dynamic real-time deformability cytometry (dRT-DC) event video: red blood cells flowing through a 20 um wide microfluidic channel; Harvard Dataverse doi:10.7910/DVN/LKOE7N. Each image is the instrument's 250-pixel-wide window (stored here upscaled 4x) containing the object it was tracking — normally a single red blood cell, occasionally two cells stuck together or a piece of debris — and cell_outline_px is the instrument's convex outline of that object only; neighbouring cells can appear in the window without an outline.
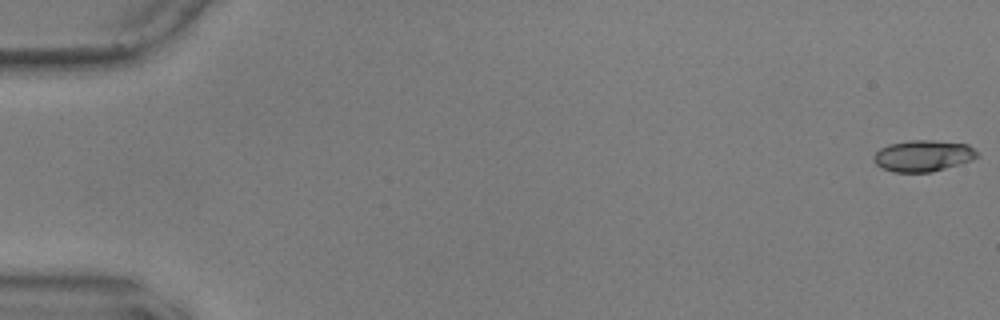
{"species": "common noctule bat (a hibernating species)", "species_latin": "Nyctalus noctula", "temperature_condition": "warm", "stored_images_in_passage": 57, "camera_frame_rate_fps": 3000, "um_per_image_px": 0.085, "animal": {"sex": "male", "body_mass_g": 17.9, "forearm_length_mm": 54.2}, "frame": {"image": 1, "passage_image": 1, "time_ms": 0.0, "image_size_px": [1000, 320], "cell_outline_px": [[980, 156], [972, 160], [932, 172], [892, 172], [876, 164], [872, 160], [872, 156], [880, 148], [888, 144], [908, 140], [932, 140], [968, 144]], "centroid_in_image_um": [78.44, 13.24], "position_along_channel_um": 6.6, "area_um2": 18.96}}
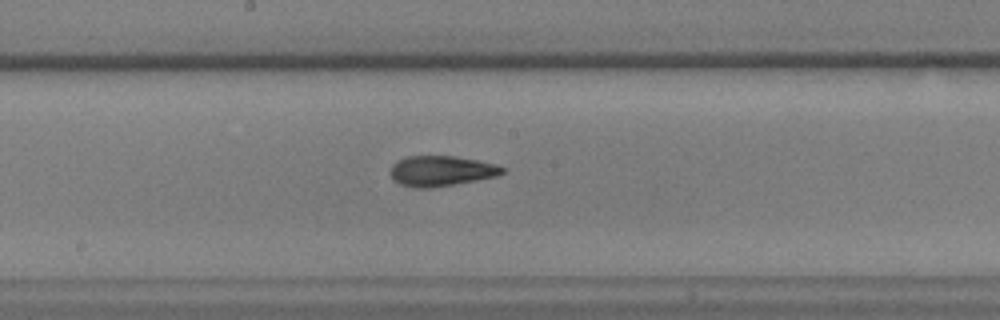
{"frame": {"image": 2, "passage_image": 31, "time_ms": 10.0, "image_size_px": [1000, 320], "cell_outline_px": [[508, 168], [500, 176], [432, 188], [416, 188], [400, 184], [392, 180], [388, 172], [392, 164], [396, 160], [404, 156], [456, 156], [496, 164]], "centroid_in_image_um": [37.48, 14.53], "position_along_channel_um": 210.7, "area_um2": 20.29}}
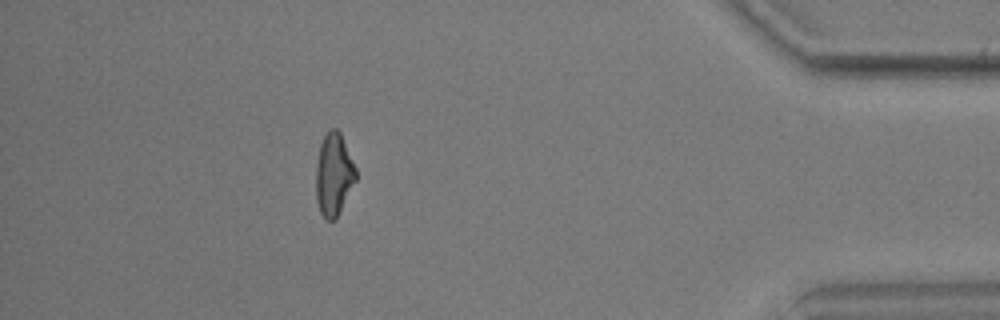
{"frame": {"image": 3, "passage_image": 51, "time_ms": 16.667, "image_size_px": [1000, 320], "cell_outline_px": [[356, 180], [336, 220], [324, 220], [320, 212], [316, 200], [316, 164], [320, 144], [328, 128], [336, 128], [340, 132], [356, 168]], "centroid_in_image_um": [28.36, 14.85], "position_along_channel_um": 406.8, "area_um2": 19.36}, "authors_computed_cell_mechanics": {"area_um2": 19.3052, "velocity_mm_per_s": 3.6198, "shape_relaxation_time_tau1_ms": 5.5601, "shape_relaxation_time_tau2_ms": 2.2764, "deformation_change_tau1": 0.202, "deformation_change_tau2": 0.1076}}